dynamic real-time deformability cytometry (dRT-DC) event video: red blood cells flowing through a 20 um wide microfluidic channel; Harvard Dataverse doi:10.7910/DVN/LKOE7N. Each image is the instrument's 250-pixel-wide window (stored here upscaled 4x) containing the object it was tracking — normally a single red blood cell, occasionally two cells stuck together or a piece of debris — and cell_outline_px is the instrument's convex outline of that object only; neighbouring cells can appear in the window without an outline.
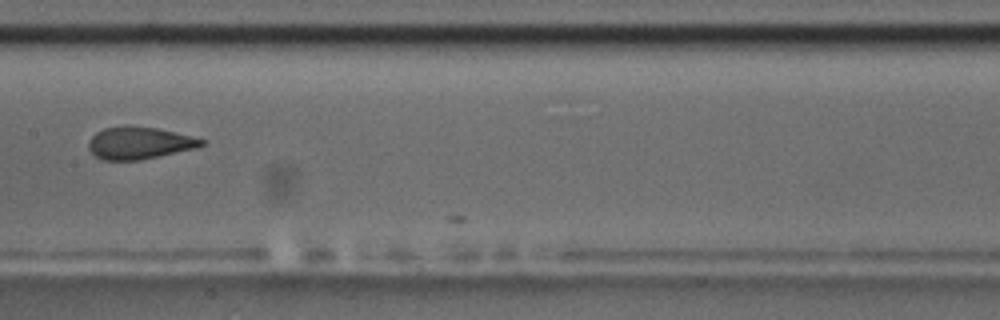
{"species": "common noctule bat (a hibernating species)", "species_latin": "Nyctalus noctula", "temperature_condition": "room temperature", "stored_images_in_passage": 9, "camera_frame_rate_fps": 3000, "um_per_image_px": 0.085, "animal": {"sex": "male", "body_mass_g": 17.5, "forearm_length_mm": 52.3}, "frame": {"image": 1, "passage_image": 8, "time_ms": 9.0, "image_size_px": [1000, 320], "cell_outline_px": [[204, 144], [196, 148], [140, 160], [104, 160], [96, 156], [88, 148], [88, 140], [96, 132], [104, 128], [124, 124], [156, 128], [192, 136], [204, 140]], "centroid_in_image_um": [11.8, 12.14], "position_along_channel_um": 195.6, "area_um2": 21.27}}